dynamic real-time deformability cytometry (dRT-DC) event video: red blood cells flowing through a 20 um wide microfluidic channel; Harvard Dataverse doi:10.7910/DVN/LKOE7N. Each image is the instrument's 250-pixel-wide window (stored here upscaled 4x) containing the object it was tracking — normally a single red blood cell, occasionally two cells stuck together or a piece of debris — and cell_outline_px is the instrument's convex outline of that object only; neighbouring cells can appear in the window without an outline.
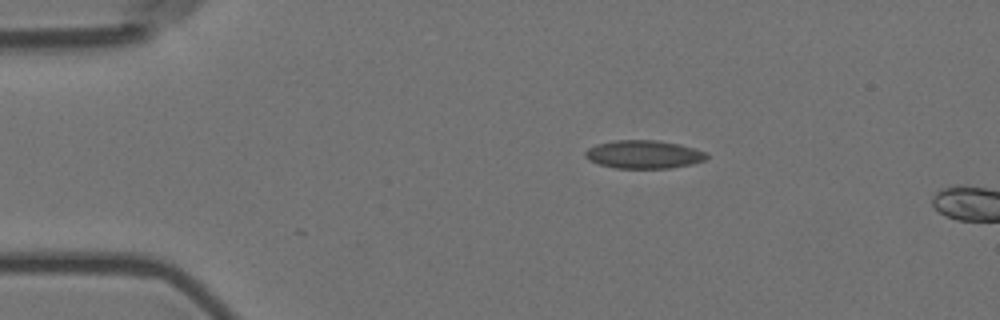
{"species": "Egyptian fruit bat (a non-hibernating species)", "species_latin": "Rousettus aegyptiacus", "temperature_condition": "room temperature", "stored_images_in_passage": 2, "camera_frame_rate_fps": 3000, "um_per_image_px": 0.085, "animal": {"sex": "female"}, "frame": {"image": 1, "passage_image": 1, "time_ms": 0.0, "image_size_px": [1000, 320], "cell_outline_px": [[708, 156], [704, 160], [692, 164], [668, 168], [616, 168], [600, 164], [588, 160], [584, 156], [584, 152], [588, 148], [596, 144], [616, 140], [656, 140], [680, 144], [708, 152]], "centroid_in_image_um": [54.72, 13.12], "position_along_channel_um": 30.3, "area_um2": 20.0}}